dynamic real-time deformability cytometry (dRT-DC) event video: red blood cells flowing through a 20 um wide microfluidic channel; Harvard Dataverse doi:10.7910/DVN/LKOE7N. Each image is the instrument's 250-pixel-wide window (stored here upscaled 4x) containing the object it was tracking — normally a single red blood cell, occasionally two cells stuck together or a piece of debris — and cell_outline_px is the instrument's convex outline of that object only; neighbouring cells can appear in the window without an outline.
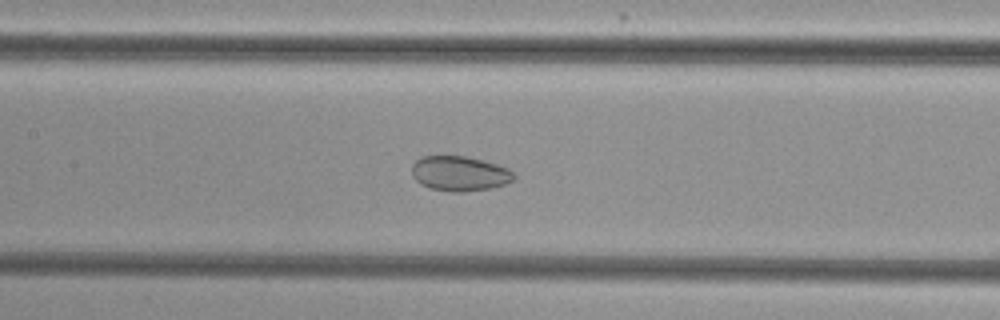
{"species": "common noctule bat (a hibernating species)", "species_latin": "Nyctalus noctula", "temperature_condition": "cold", "stored_images_in_passage": 53, "camera_frame_rate_fps": 3000, "um_per_image_px": 0.085, "animal": {"sex": "female", "body_mass_g": 29.2, "forearm_length_mm": 56.3}, "frame": {"image": 1, "passage_image": 25, "time_ms": 8.0, "image_size_px": [1000, 320], "cell_outline_px": [[516, 180], [492, 188], [464, 192], [452, 192], [428, 188], [420, 184], [412, 176], [412, 164], [416, 160], [424, 156], [464, 156], [496, 164], [508, 168], [516, 176]], "centroid_in_image_um": [39.06, 14.77], "position_along_channel_um": 168.3, "area_um2": 20.87}}
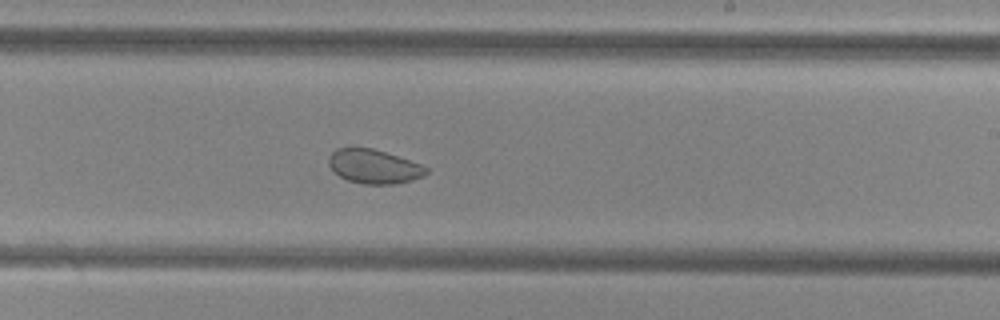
{"frame": {"image": 2, "passage_image": 32, "time_ms": 10.333, "image_size_px": [1000, 320], "cell_outline_px": [[428, 172], [424, 176], [412, 180], [396, 184], [364, 184], [348, 180], [340, 176], [328, 164], [328, 156], [336, 148], [372, 148], [420, 164], [428, 168]], "centroid_in_image_um": [31.78, 14.16], "position_along_channel_um": 257.2, "area_um2": 19.13}}
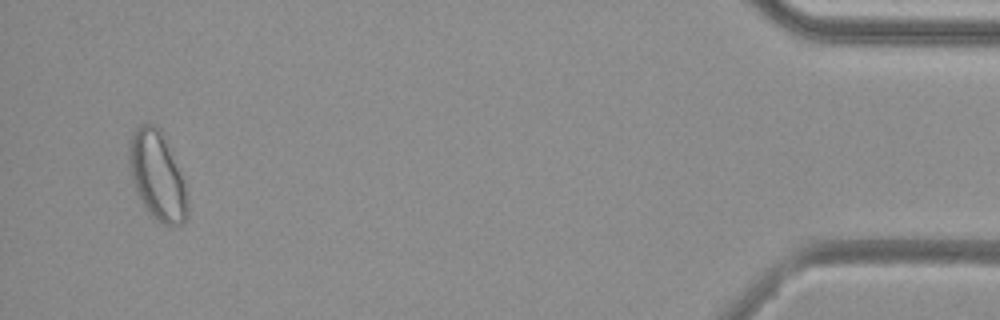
{"frame": {"image": 3, "passage_image": 51, "time_ms": 16.667, "image_size_px": [1000, 320], "cell_outline_px": [[188, 216], [184, 224], [164, 224], [156, 220], [152, 216], [140, 200], [136, 192], [132, 180], [128, 164], [128, 140], [136, 128], [140, 124], [152, 124], [160, 128], [184, 184], [188, 200]], "centroid_in_image_um": [13.33, 14.95], "position_along_channel_um": 421.9, "area_um2": 29.88}, "authors_computed_cell_mechanics": {"area_um2": 25.7788, "velocity_mm_per_s": 3.822, "shape_relaxation_time_tau1_ms": null, "shape_relaxation_time_tau2_ms": 2.0529, "deformation_change_tau1": null, "deformation_change_tau2": 0.0562}}